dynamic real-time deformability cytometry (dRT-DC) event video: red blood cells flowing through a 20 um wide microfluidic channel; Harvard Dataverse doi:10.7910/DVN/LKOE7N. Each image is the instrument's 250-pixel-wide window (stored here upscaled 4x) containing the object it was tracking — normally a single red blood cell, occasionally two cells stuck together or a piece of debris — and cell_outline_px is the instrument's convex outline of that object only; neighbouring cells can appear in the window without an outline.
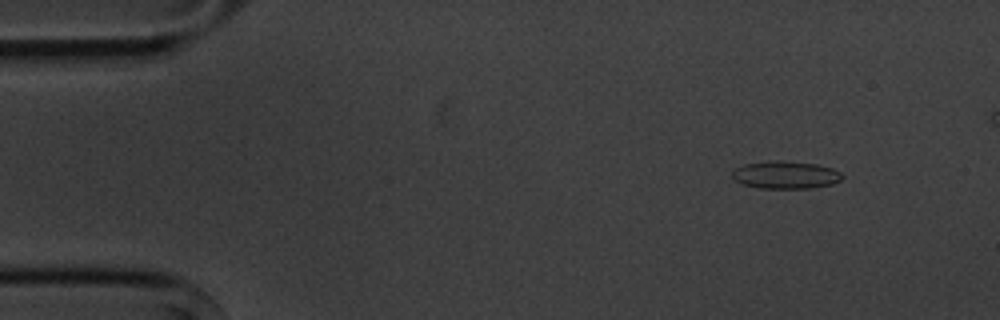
{"species": "common noctule bat (a hibernating species)", "species_latin": "Nyctalus noctula", "temperature_condition": "cold", "stored_images_in_passage": 7, "camera_frame_rate_fps": 3000, "um_per_image_px": 0.085, "animal": {"sex": "male", "body_mass_g": 20.1, "forearm_length_mm": 53.5}, "frame": {"image": 1, "passage_image": 2, "time_ms": 1.0, "image_size_px": [1000, 320], "cell_outline_px": [[844, 176], [840, 180], [832, 184], [808, 188], [760, 188], [744, 184], [736, 180], [732, 176], [732, 172], [736, 168], [744, 164], [768, 160], [776, 160], [816, 164], [832, 168], [840, 172]], "centroid_in_image_um": [66.77, 14.86], "position_along_channel_um": 18.2, "area_um2": 17.57}}
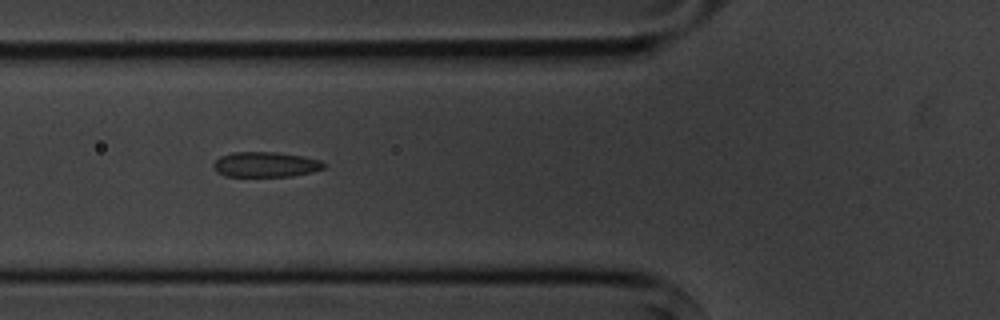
{"frame": {"image": 2, "passage_image": 6, "time_ms": 5.667, "image_size_px": [1000, 320], "cell_outline_px": [[324, 168], [312, 172], [292, 176], [224, 176], [216, 172], [212, 168], [212, 164], [220, 156], [232, 152], [276, 152], [304, 156], [320, 160], [324, 164]], "centroid_in_image_um": [22.53, 13.98], "position_along_channel_um": 103.3, "area_um2": 16.3}}
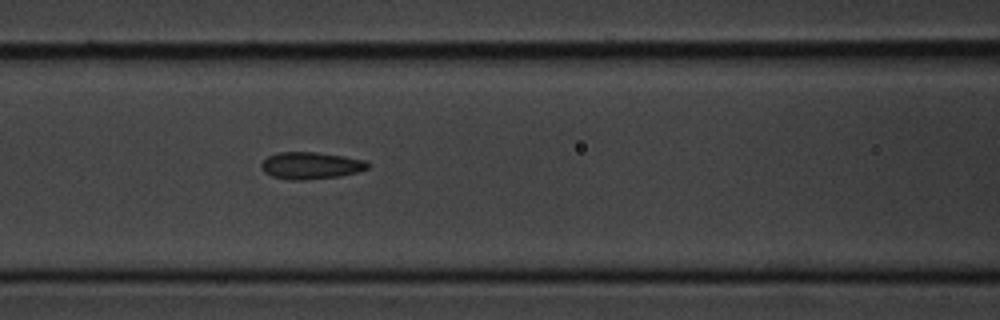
{"frame": {"image": 3, "passage_image": 7, "time_ms": 6.667, "image_size_px": [1000, 320], "cell_outline_px": [[368, 168], [356, 172], [340, 176], [304, 180], [288, 180], [272, 176], [264, 172], [260, 168], [260, 164], [268, 156], [280, 152], [316, 152], [344, 156], [364, 160], [368, 164]], "centroid_in_image_um": [26.37, 14.07], "position_along_channel_um": 140.2, "area_um2": 16.7}}